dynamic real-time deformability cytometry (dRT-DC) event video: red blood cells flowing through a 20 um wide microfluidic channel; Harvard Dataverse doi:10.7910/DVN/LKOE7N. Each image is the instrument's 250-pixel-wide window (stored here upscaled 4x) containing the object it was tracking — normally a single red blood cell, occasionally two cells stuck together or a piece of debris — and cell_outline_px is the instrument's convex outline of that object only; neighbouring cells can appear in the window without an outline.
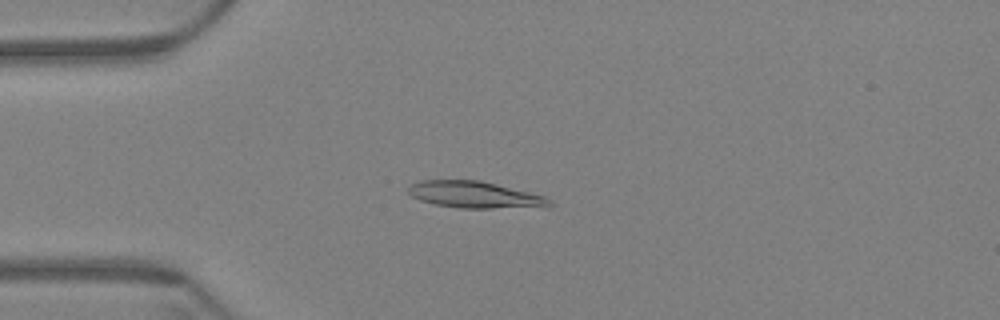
{"species": "Egyptian fruit bat (a non-hibernating species)", "species_latin": "Rousettus aegyptiacus", "temperature_condition": "warm", "stored_images_in_passage": 59, "camera_frame_rate_fps": 3000, "um_per_image_px": 0.085, "animal": {"sex": "female"}, "frame": {"image": 1, "passage_image": 15, "time_ms": 4.667, "image_size_px": [1000, 320], "cell_outline_px": [[552, 204], [548, 208], [460, 208], [436, 204], [420, 200], [412, 196], [408, 192], [408, 184], [420, 180], [480, 180], [544, 196], [552, 200]], "centroid_in_image_um": [40.39, 16.56], "position_along_channel_um": 44.6, "area_um2": 22.14}}
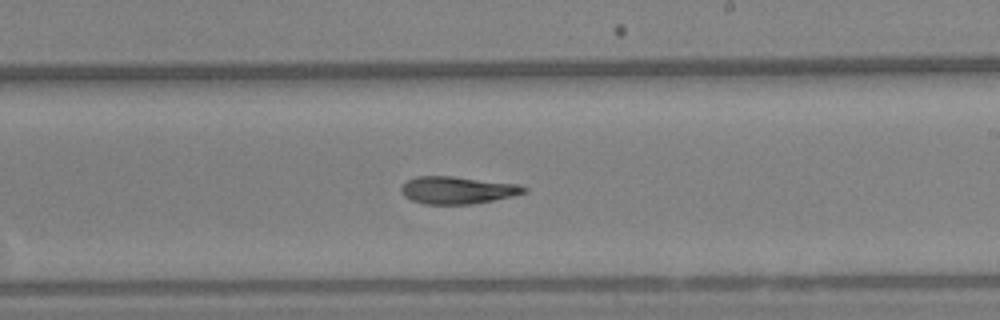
{"frame": {"image": 2, "passage_image": 35, "time_ms": 11.333, "image_size_px": [1000, 320], "cell_outline_px": [[528, 192], [512, 196], [472, 204], [424, 204], [412, 200], [404, 196], [400, 192], [400, 188], [408, 180], [416, 176], [452, 176], [520, 184], [528, 188]], "centroid_in_image_um": [38.9, 16.16], "position_along_channel_um": 250.1, "area_um2": 19.65}}
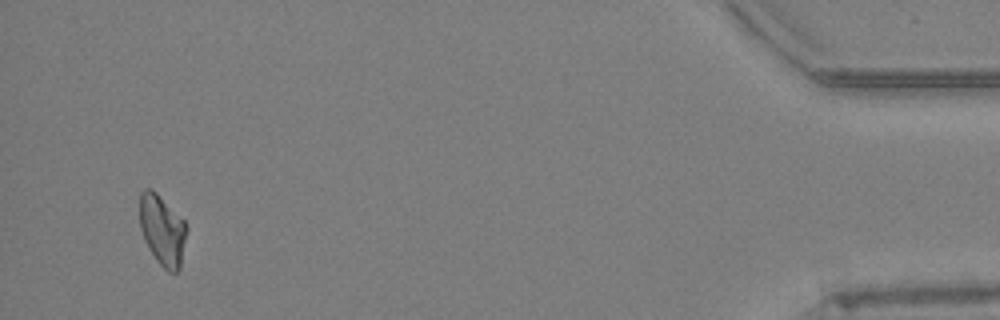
{"frame": {"image": 3, "passage_image": 57, "time_ms": 18.667, "image_size_px": [1000, 320], "cell_outline_px": [[188, 228], [180, 268], [176, 272], [168, 272], [156, 260], [148, 248], [144, 240], [140, 228], [140, 192], [144, 188], [152, 188], [184, 220]], "centroid_in_image_um": [13.8, 19.56], "position_along_channel_um": 421.4, "area_um2": 19.42}, "authors_computed_cell_mechanics": {"area_um2": 20.1722, "velocity_mm_per_s": 3.4025, "shape_relaxation_time_tau1_ms": null, "shape_relaxation_time_tau2_ms": 7.4788, "deformation_change_tau1": null, "deformation_change_tau2": 0.1321}}